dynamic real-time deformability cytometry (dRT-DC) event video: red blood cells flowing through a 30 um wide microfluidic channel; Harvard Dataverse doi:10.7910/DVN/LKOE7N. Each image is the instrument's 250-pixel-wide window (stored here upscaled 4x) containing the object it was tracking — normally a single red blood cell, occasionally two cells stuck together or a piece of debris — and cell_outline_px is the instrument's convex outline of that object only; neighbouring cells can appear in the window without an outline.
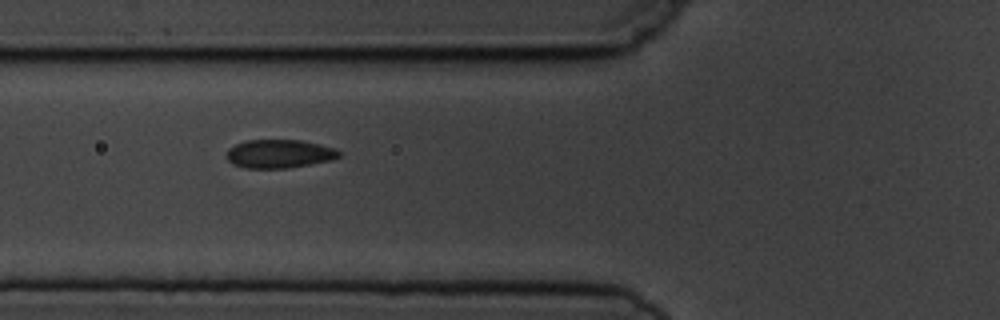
{"species": "common noctule bat (a hibernating species)", "species_latin": "Nyctalus noctula", "temperature_condition": "cold", "stored_images_in_passage": 7, "camera_frame_rate_fps": 3000, "um_per_image_px": 0.085, "animal": {"sex": "male", "body_mass_g": 19.5, "forearm_length_mm": 54.6}, "frame": {"image": 1, "passage_image": 6, "time_ms": 5.667, "image_size_px": [1000, 320], "cell_outline_px": [[340, 156], [332, 160], [288, 168], [244, 168], [232, 164], [228, 160], [228, 148], [244, 140], [300, 140], [320, 144], [336, 148], [340, 152]], "centroid_in_image_um": [23.75, 13.07], "position_along_channel_um": 102.1, "area_um2": 18.73}}
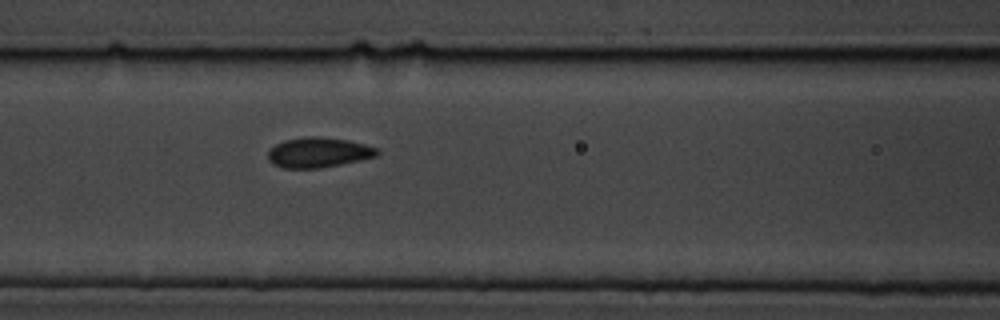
{"frame": {"image": 2, "passage_image": 7, "time_ms": 6.667, "image_size_px": [1000, 320], "cell_outline_px": [[380, 152], [376, 156], [360, 160], [320, 168], [284, 168], [272, 164], [268, 160], [268, 152], [276, 144], [284, 140], [304, 136], [320, 136], [348, 140], [364, 144], [376, 148]], "centroid_in_image_um": [27.05, 12.95], "position_along_channel_um": 139.6, "area_um2": 19.13}}